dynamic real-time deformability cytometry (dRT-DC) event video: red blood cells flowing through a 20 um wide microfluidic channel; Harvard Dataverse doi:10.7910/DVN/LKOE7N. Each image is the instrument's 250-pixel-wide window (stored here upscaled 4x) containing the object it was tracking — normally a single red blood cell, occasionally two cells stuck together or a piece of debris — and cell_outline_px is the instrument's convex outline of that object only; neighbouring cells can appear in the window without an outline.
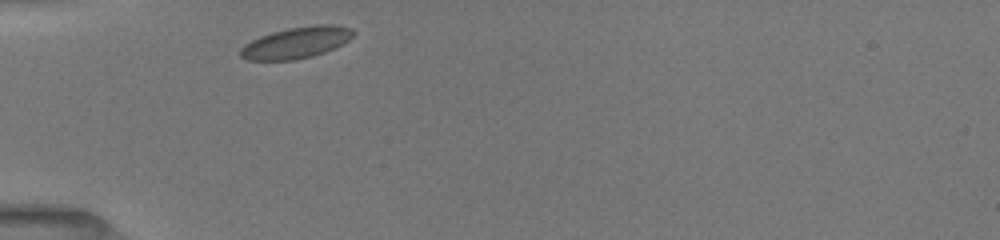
{"species": "common noctule bat (a hibernating species)", "species_latin": "Nyctalus noctula", "temperature_condition": "room temperature", "stored_images_in_passage": 29, "camera_frame_rate_fps": 3000, "um_per_image_px": 0.085, "animal": {"sex": "female", "body_mass_g": 19.5, "forearm_length_mm": 54.1}, "frame": {"image": 1, "passage_image": 1, "time_ms": 0.0, "image_size_px": [1000, 240], "cell_outline_px": [[356, 32], [348, 40], [324, 52], [312, 56], [292, 60], [248, 60], [240, 56], [240, 48], [244, 44], [260, 36], [272, 32], [288, 28], [316, 24], [332, 24], [352, 28]], "centroid_in_image_um": [25.17, 3.61], "position_along_channel_um": 59.8, "area_um2": 20.52}}
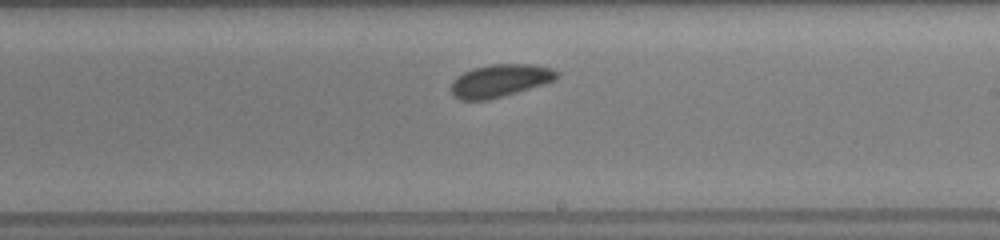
{"frame": {"image": 2, "passage_image": 16, "time_ms": 5.0, "image_size_px": [1000, 240], "cell_outline_px": [[560, 76], [556, 80], [544, 84], [504, 96], [488, 100], [460, 100], [452, 96], [448, 88], [452, 80], [456, 76], [472, 68], [492, 64], [532, 64], [552, 68], [560, 72]], "centroid_in_image_um": [42.47, 6.86], "position_along_channel_um": 246.5, "area_um2": 20.63}}
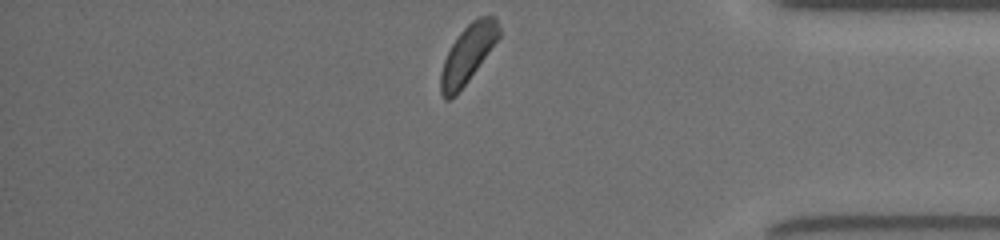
{"frame": {"image": 3, "passage_image": 29, "time_ms": 9.333, "image_size_px": [1000, 240], "cell_outline_px": [[500, 36], [468, 80], [456, 96], [448, 100], [444, 100], [440, 92], [440, 72], [444, 60], [452, 44], [460, 32], [472, 20], [480, 16], [492, 16], [496, 20], [500, 28]], "centroid_in_image_um": [39.73, 4.62], "position_along_channel_um": 395.5, "area_um2": 19.36}, "authors_computed_cell_mechanics": {"area_um2": 19.9988, "velocity_mm_per_s": 3.9015, "shape_relaxation_time_tau1_ms": 0.9848, "shape_relaxation_time_tau2_ms": null, "deformation_change_tau1": 0.0454, "deformation_change_tau2": null}}